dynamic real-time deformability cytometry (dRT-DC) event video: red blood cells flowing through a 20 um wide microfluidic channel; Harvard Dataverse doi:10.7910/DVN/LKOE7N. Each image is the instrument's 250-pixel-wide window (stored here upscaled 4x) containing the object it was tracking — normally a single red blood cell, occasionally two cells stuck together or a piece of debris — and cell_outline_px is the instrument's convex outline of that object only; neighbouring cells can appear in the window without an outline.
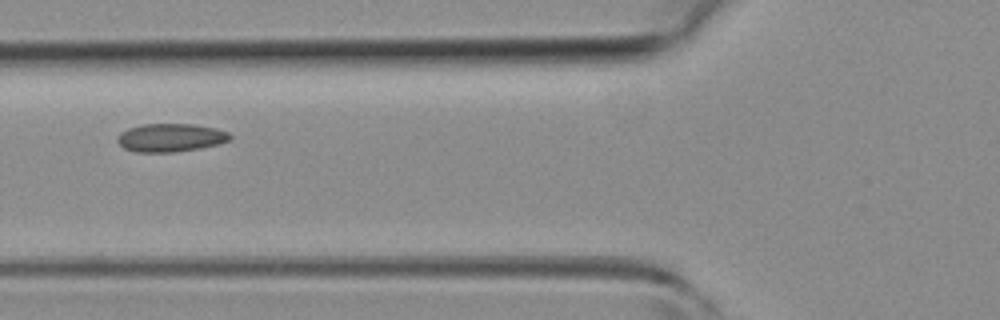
{"species": "common noctule bat (a hibernating species)", "species_latin": "Nyctalus noctula", "temperature_condition": "room temperature", "stored_images_in_passage": 4, "camera_frame_rate_fps": 3000, "um_per_image_px": 0.085, "animal": {"sex": "female", "body_mass_g": 19.3, "forearm_length_mm": 54.1}, "frame": {"image": 1, "passage_image": 4, "time_ms": 4.333, "image_size_px": [1000, 320], "cell_outline_px": [[232, 136], [228, 140], [216, 144], [200, 148], [172, 152], [136, 152], [124, 148], [116, 140], [120, 132], [128, 128], [140, 124], [192, 124], [216, 128], [228, 132]], "centroid_in_image_um": [14.46, 11.69], "position_along_channel_um": 111.3, "area_um2": 18.44}}